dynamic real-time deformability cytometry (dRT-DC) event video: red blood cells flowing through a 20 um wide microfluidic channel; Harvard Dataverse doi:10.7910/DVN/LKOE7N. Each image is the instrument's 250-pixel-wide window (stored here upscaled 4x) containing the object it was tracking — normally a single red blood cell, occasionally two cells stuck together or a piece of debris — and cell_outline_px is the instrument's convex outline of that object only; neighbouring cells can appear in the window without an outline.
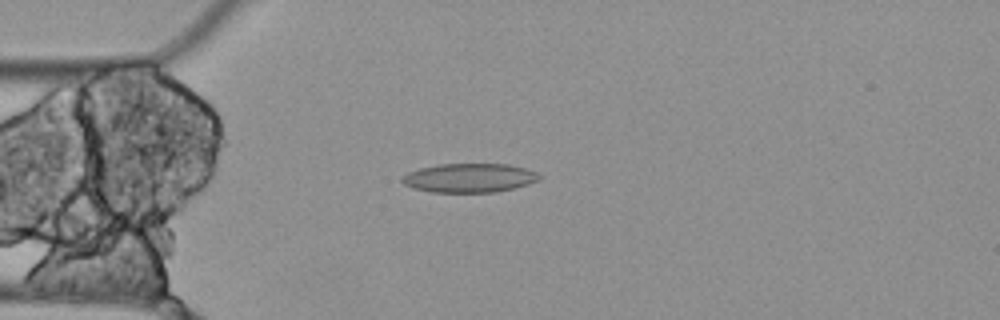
{"species": "Egyptian fruit bat (a non-hibernating species)", "species_latin": "Rousettus aegyptiacus", "temperature_condition": "cold", "stored_images_in_passage": 4, "camera_frame_rate_fps": 3000, "um_per_image_px": 0.085, "animal": {"sex": "female"}, "frame": {"image": 1, "passage_image": 3, "time_ms": 0.667, "image_size_px": [1000, 320], "cell_outline_px": [[544, 176], [540, 180], [528, 184], [496, 192], [432, 192], [412, 188], [404, 184], [400, 180], [408, 172], [420, 168], [436, 164], [508, 164], [524, 168], [536, 172]], "centroid_in_image_um": [39.91, 15.12], "position_along_channel_um": 45.1, "area_um2": 23.24}}